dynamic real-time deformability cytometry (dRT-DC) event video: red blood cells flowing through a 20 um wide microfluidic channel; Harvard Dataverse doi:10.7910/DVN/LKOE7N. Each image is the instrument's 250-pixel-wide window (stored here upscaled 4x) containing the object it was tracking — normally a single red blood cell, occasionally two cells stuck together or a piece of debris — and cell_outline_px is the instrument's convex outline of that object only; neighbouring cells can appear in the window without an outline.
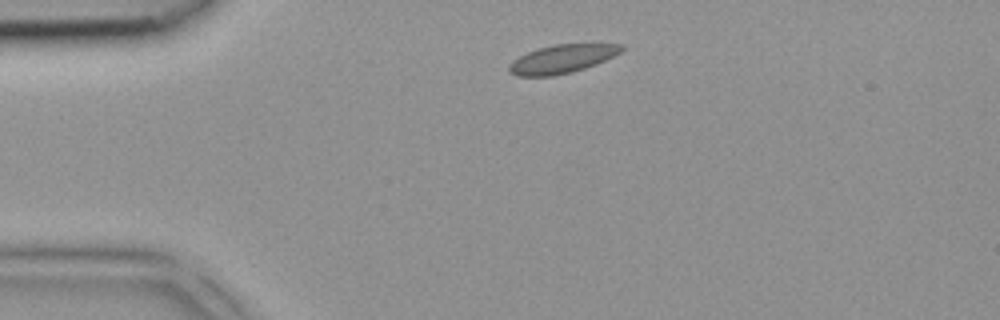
{"species": "common noctule bat (a hibernating species)", "species_latin": "Nyctalus noctula", "temperature_condition": "room temperature", "stored_images_in_passage": 2, "camera_frame_rate_fps": 3000, "um_per_image_px": 0.085, "animal": {"sex": "female", "body_mass_g": 18.4}, "frame": {"image": 1, "passage_image": 1, "time_ms": 0.0, "image_size_px": [1000, 320], "cell_outline_px": [[624, 48], [620, 52], [596, 64], [572, 72], [552, 76], [516, 76], [508, 72], [508, 64], [512, 60], [536, 48], [556, 44], [592, 40], [624, 44]], "centroid_in_image_um": [47.84, 4.94], "position_along_channel_um": 37.2, "area_um2": 19.59}}